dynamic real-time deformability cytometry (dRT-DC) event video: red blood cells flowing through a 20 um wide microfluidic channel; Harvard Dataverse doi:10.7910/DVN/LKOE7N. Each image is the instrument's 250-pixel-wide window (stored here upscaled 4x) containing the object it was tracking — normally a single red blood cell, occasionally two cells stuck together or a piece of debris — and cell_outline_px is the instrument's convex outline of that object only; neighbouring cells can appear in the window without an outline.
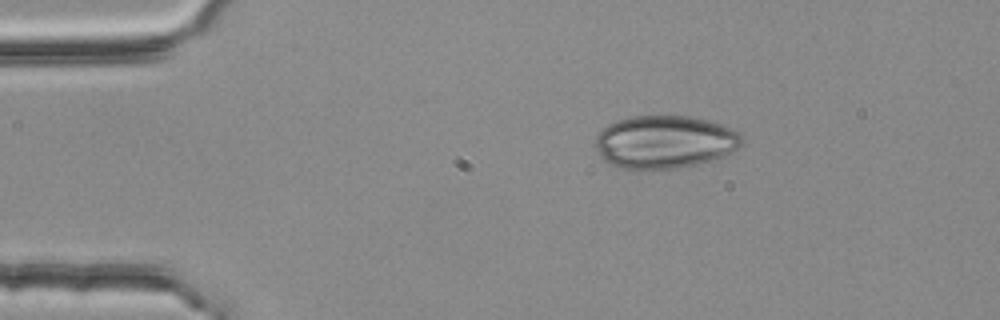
{"species": "common noctule bat (a hibernating species)", "species_latin": "Nyctalus noctula", "temperature_condition": "room temperature", "stored_images_in_passage": 2, "camera_frame_rate_fps": 3000, "um_per_image_px": 0.085, "animal": {"sex": "female", "body_mass_g": 25.1}, "frame": {"image": 1, "passage_image": 1, "time_ms": 0.0, "image_size_px": [1000, 320], "cell_outline_px": [[744, 140], [736, 148], [724, 156], [716, 160], [680, 168], [640, 172], [620, 168], [604, 160], [600, 156], [596, 148], [596, 136], [608, 124], [616, 120], [632, 116], [688, 116], [724, 124], [740, 132], [744, 136]], "centroid_in_image_um": [56.51, 12.1], "position_along_channel_um": 28.5, "area_um2": 46.12}}